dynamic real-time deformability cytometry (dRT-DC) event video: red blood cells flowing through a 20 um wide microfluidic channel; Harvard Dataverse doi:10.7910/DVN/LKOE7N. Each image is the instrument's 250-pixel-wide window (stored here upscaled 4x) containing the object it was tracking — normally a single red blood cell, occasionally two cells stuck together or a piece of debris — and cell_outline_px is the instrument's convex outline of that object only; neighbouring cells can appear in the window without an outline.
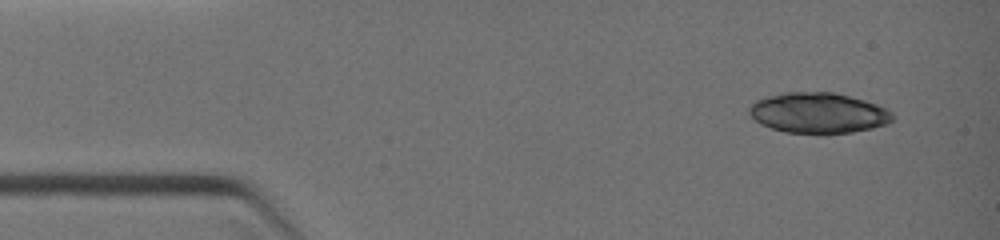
{"species": "common noctule bat (a hibernating species)", "species_latin": "Nyctalus noctula", "temperature_condition": "warm", "stored_images_in_passage": 5, "camera_frame_rate_fps": 3000, "um_per_image_px": 0.085, "animal": {"sex": "female", "body_mass_g": 19.0, "forearm_length_mm": 51.5}, "frame": {"image": 1, "passage_image": 1, "time_ms": 0.0, "image_size_px": [1000, 240], "cell_outline_px": [[892, 120], [884, 124], [872, 128], [852, 132], [824, 136], [784, 132], [772, 128], [756, 120], [748, 112], [748, 108], [756, 100], [764, 96], [784, 92], [836, 92], [864, 100], [876, 104], [892, 112]], "centroid_in_image_um": [69.53, 9.62], "position_along_channel_um": 15.5, "area_um2": 34.33}}